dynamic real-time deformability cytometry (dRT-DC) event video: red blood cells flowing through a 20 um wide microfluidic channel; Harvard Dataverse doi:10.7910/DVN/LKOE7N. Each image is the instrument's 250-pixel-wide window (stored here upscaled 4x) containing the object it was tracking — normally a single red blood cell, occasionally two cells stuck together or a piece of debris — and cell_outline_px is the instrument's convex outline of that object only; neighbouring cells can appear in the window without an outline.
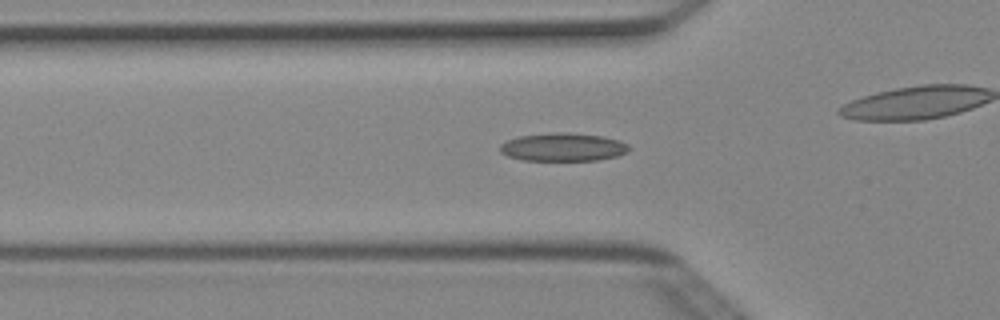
{"species": "Egyptian fruit bat (a non-hibernating species)", "species_latin": "Rousettus aegyptiacus", "temperature_condition": "cold", "stored_images_in_passage": 51, "camera_frame_rate_fps": 3000, "um_per_image_px": 0.085, "animal": {"sex": "female"}, "frame": {"image": 1, "passage_image": 17, "time_ms": 5.333, "image_size_px": [1000, 320], "cell_outline_px": [[632, 148], [628, 152], [616, 156], [596, 160], [520, 160], [508, 156], [500, 152], [500, 144], [508, 140], [520, 136], [556, 132], [568, 132], [604, 136], [620, 140], [628, 144]], "centroid_in_image_um": [47.89, 12.5], "position_along_channel_um": 77.9, "area_um2": 21.27}}
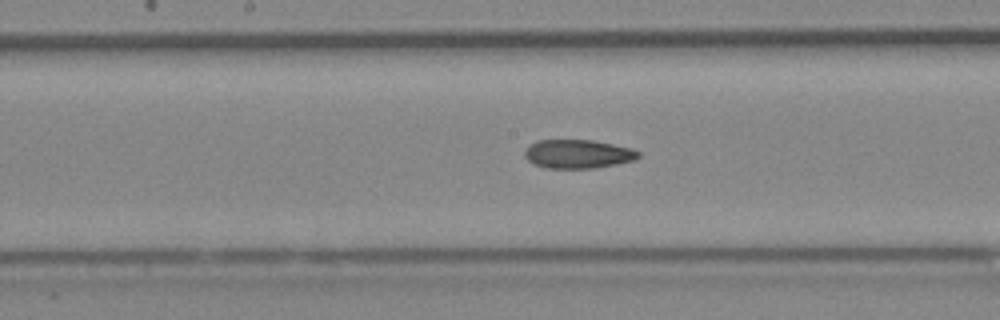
{"frame": {"image": 2, "passage_image": 26, "time_ms": 8.333, "image_size_px": [1000, 320], "cell_outline_px": [[640, 156], [636, 160], [616, 164], [592, 168], [544, 168], [532, 164], [524, 156], [524, 148], [528, 144], [536, 140], [592, 140], [632, 148], [640, 152]], "centroid_in_image_um": [49.08, 13.08], "position_along_channel_um": 199.1, "area_um2": 19.31}}
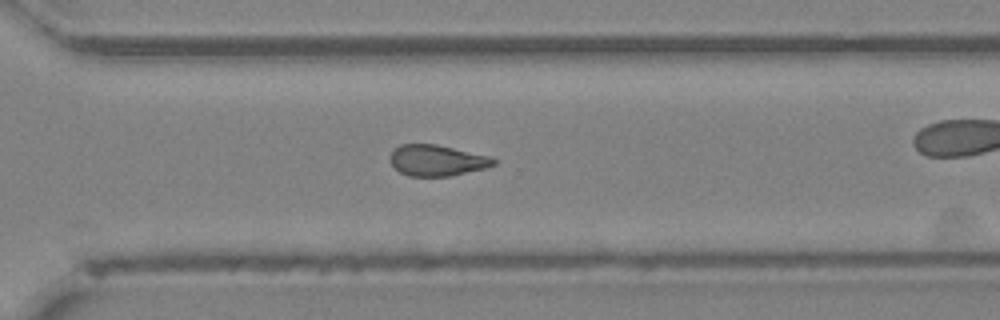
{"frame": {"image": 3, "passage_image": 36, "time_ms": 11.667, "image_size_px": [1000, 320], "cell_outline_px": [[496, 164], [488, 168], [448, 176], [408, 176], [392, 168], [388, 160], [388, 156], [400, 144], [436, 144], [492, 156], [496, 160]], "centroid_in_image_um": [37.13, 13.63], "position_along_channel_um": 333.5, "area_um2": 19.07}, "authors_computed_cell_mechanics": {"area_um2": 19.363, "velocity_mm_per_s": 4.0465, "shape_relaxation_time_tau1_ms": null, "shape_relaxation_time_tau2_ms": 4.8204, "deformation_change_tau1": null, "deformation_change_tau2": 0.1227}}